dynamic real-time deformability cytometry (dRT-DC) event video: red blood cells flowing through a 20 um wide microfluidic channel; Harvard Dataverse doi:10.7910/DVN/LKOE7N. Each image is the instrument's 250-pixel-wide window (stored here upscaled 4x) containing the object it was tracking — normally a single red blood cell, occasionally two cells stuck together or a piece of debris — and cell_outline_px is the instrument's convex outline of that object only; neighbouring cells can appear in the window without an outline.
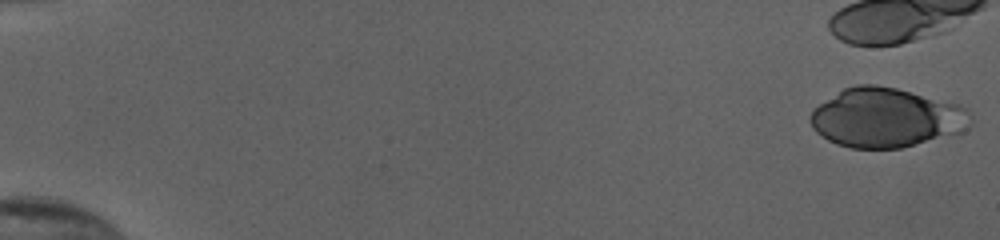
{"species": "human", "species_latin": "Homo sapiens", "temperature_condition": "cold", "stored_images_in_passage": 10, "camera_frame_rate_fps": 3000, "um_per_image_px": 0.085, "donor": {"sex": "female"}, "frame": {"image": 1, "passage_image": 1, "time_ms": 0.0, "image_size_px": [1000, 240], "cell_outline_px": [[972, 124], [964, 132], [900, 148], [852, 148], [836, 144], [828, 140], [816, 132], [812, 128], [808, 120], [808, 116], [820, 104], [844, 88], [856, 84], [876, 84], [896, 88], [960, 104], [968, 108], [972, 116]], "centroid_in_image_um": [75.36, 10.01], "position_along_channel_um": 9.6, "area_um2": 55.72}}